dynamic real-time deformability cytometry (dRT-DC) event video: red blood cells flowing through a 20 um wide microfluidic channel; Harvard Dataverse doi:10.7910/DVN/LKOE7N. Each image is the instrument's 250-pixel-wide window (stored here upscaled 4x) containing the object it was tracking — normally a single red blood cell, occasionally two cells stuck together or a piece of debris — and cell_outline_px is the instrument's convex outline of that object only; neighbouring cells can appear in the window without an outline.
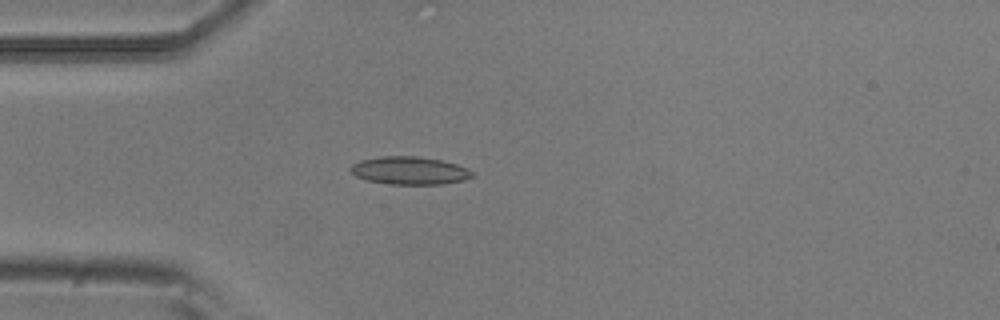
{"species": "common noctule bat (a hibernating species)", "species_latin": "Nyctalus noctula", "temperature_condition": "room temperature", "stored_images_in_passage": 4, "camera_frame_rate_fps": 3000, "um_per_image_px": 0.085, "animal": {"sex": "male", "body_mass_g": 20.5, "forearm_length_mm": 52.5}, "frame": {"image": 1, "passage_image": 4, "time_ms": 1.0, "image_size_px": [1000, 320], "cell_outline_px": [[472, 176], [464, 180], [440, 184], [392, 184], [368, 180], [356, 176], [348, 168], [352, 164], [360, 160], [380, 156], [416, 156], [440, 160], [456, 164], [472, 172]], "centroid_in_image_um": [34.76, 14.49], "position_along_channel_um": 50.2, "area_um2": 19.48}}